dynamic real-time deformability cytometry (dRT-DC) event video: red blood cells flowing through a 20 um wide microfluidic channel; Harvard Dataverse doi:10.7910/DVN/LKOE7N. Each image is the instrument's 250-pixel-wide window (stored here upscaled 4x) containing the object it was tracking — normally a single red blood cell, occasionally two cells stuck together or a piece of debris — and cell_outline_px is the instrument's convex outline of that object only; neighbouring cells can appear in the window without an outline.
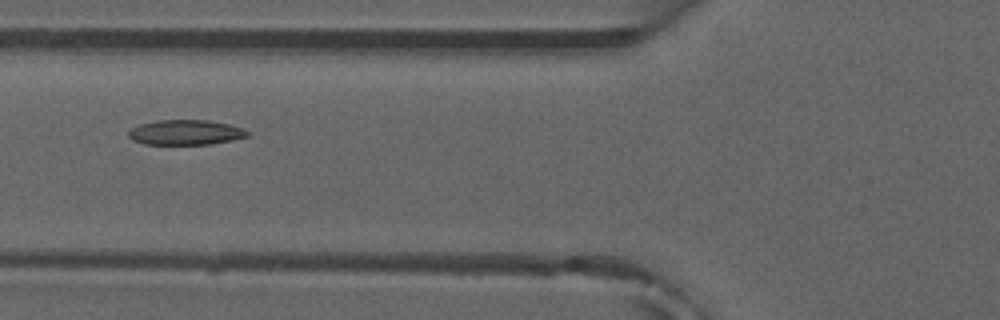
{"species": "common noctule bat (a hibernating species)", "species_latin": "Nyctalus noctula", "temperature_condition": "room temperature", "stored_images_in_passage": 5, "camera_frame_rate_fps": 3000, "um_per_image_px": 0.085, "animal": {"sex": "male", "forearm_length_mm": 52.5}, "frame": {"image": 1, "passage_image": 3, "time_ms": 2.667, "image_size_px": [1000, 320], "cell_outline_px": [[248, 136], [232, 140], [212, 144], [144, 144], [132, 140], [128, 136], [128, 132], [132, 128], [140, 124], [156, 120], [208, 120], [228, 124], [244, 128], [248, 132]], "centroid_in_image_um": [15.77, 11.25], "position_along_channel_um": 110.0, "area_um2": 17.34}}
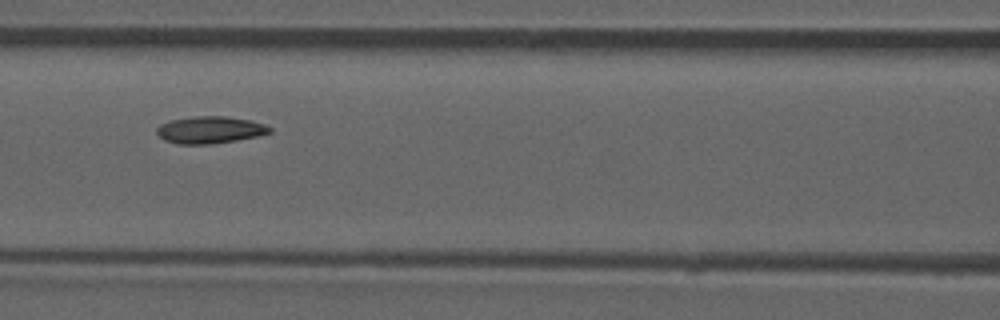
{"frame": {"image": 2, "passage_image": 4, "time_ms": 3.667, "image_size_px": [1000, 320], "cell_outline_px": [[272, 132], [256, 136], [236, 140], [208, 144], [176, 144], [164, 140], [156, 132], [156, 128], [160, 124], [172, 120], [196, 116], [224, 116], [248, 120], [264, 124], [272, 128]], "centroid_in_image_um": [17.82, 11.04], "position_along_channel_um": 148.8, "area_um2": 17.63}}